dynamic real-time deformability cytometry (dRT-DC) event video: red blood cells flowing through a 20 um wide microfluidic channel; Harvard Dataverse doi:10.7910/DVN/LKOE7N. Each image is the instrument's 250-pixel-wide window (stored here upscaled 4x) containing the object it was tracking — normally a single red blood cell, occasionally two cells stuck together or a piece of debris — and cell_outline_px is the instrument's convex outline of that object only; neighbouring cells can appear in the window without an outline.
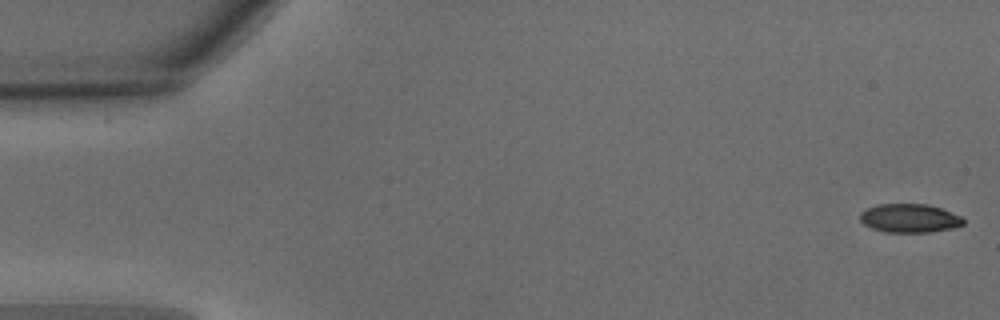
{"species": "common noctule bat (a hibernating species)", "species_latin": "Nyctalus noctula", "temperature_condition": "warm", "stored_images_in_passage": 52, "camera_frame_rate_fps": 3000, "um_per_image_px": 0.085, "animal": {"sex": "male", "body_mass_g": 15.6}, "frame": {"image": 1, "passage_image": 1, "time_ms": 0.0, "image_size_px": [1000, 320], "cell_outline_px": [[964, 224], [952, 228], [928, 232], [884, 232], [872, 228], [864, 224], [860, 220], [860, 212], [876, 204], [928, 204], [940, 208], [960, 216], [964, 220]], "centroid_in_image_um": [77.28, 18.54], "position_along_channel_um": 7.7, "area_um2": 17.17}}
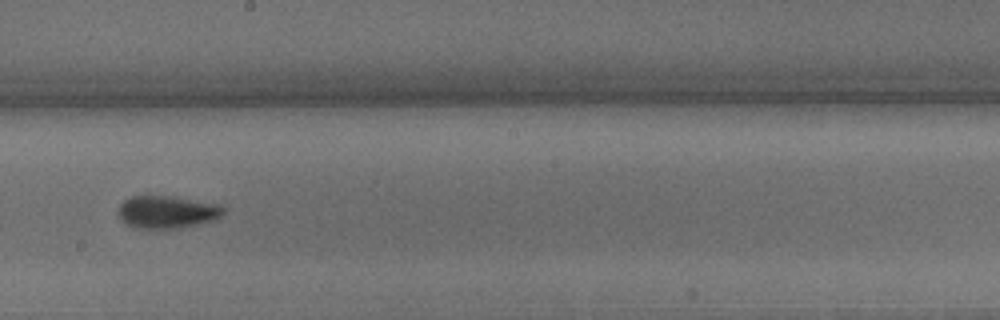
{"frame": {"image": 2, "passage_image": 29, "time_ms": 9.333, "image_size_px": [1000, 320], "cell_outline_px": [[224, 212], [216, 220], [200, 224], [180, 228], [132, 228], [120, 220], [116, 212], [120, 204], [124, 200], [132, 196], [164, 196], [216, 204], [224, 208]], "centroid_in_image_um": [14.13, 18.04], "position_along_channel_um": 234.1, "area_um2": 19.88}}
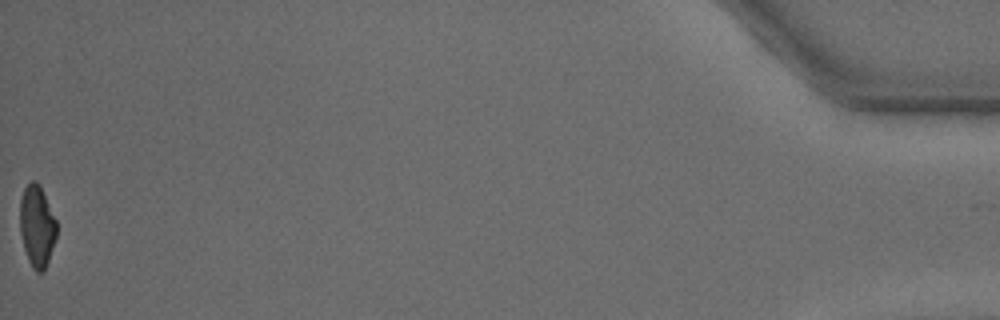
{"frame": {"image": 3, "passage_image": 52, "time_ms": 17.0, "image_size_px": [1000, 320], "cell_outline_px": [[56, 236], [44, 272], [36, 272], [32, 268], [28, 260], [24, 248], [20, 232], [20, 200], [24, 188], [32, 180], [36, 180], [40, 184], [56, 220]], "centroid_in_image_um": [3.13, 19.21], "position_along_channel_um": 432.1, "area_um2": 17.4}, "authors_computed_cell_mechanics": {"area_um2": 18.7561, "velocity_mm_per_s": 3.8924, "shape_relaxation_time_tau1_ms": 2.61, "shape_relaxation_time_tau2_ms": 1.25, "deformation_change_tau1": 0.1377, "deformation_change_tau2": 0.0818}}